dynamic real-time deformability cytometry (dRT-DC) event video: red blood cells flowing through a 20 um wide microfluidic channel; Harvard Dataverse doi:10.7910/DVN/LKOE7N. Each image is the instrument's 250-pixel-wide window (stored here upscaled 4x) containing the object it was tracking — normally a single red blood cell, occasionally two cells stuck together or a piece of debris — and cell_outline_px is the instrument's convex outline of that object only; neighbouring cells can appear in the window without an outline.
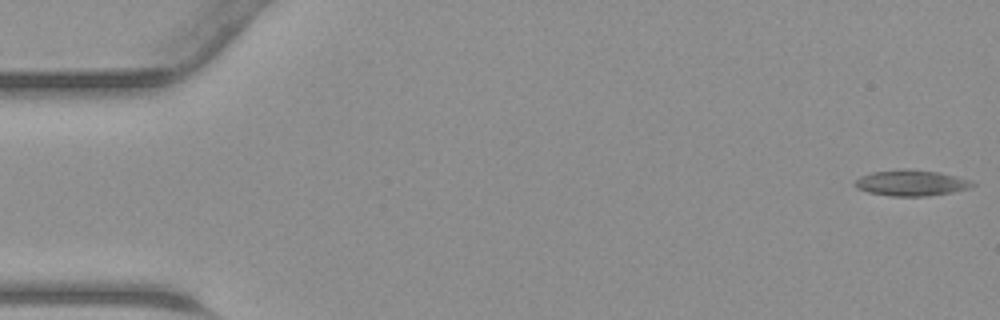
{"species": "common noctule bat (a hibernating species)", "species_latin": "Nyctalus noctula", "temperature_condition": "warm", "stored_images_in_passage": 45, "camera_frame_rate_fps": 3000, "um_per_image_px": 0.085, "animal": {"sex": "male", "body_mass_g": 23.1, "forearm_length_mm": 52.7}, "frame": {"image": 1, "passage_image": 1, "time_ms": 0.0, "image_size_px": [1000, 320], "cell_outline_px": [[976, 184], [968, 188], [952, 192], [928, 196], [892, 196], [868, 192], [856, 188], [852, 184], [860, 176], [872, 172], [900, 168], [904, 168], [936, 172], [972, 180]], "centroid_in_image_um": [77.41, 15.54], "position_along_channel_um": 7.6, "area_um2": 17.74}}
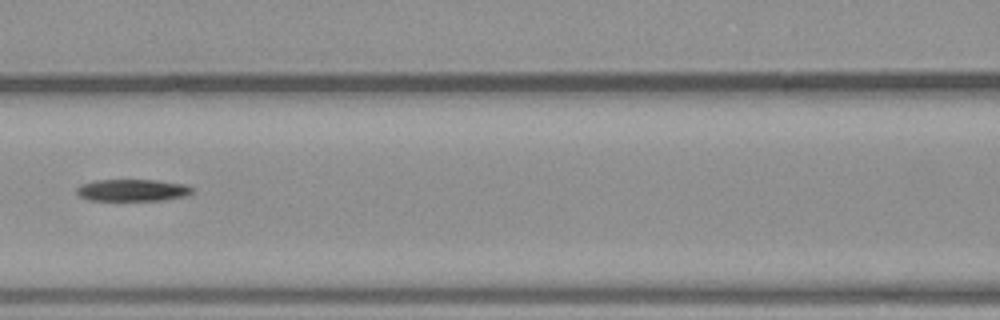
{"frame": {"image": 2, "passage_image": 20, "time_ms": 6.333, "image_size_px": [1000, 320], "cell_outline_px": [[196, 192], [188, 196], [164, 200], [88, 200], [80, 196], [76, 192], [76, 188], [80, 184], [96, 180], [156, 180], [184, 184], [192, 188]], "centroid_in_image_um": [11.29, 16.17], "position_along_channel_um": 155.3, "area_um2": 14.91}}
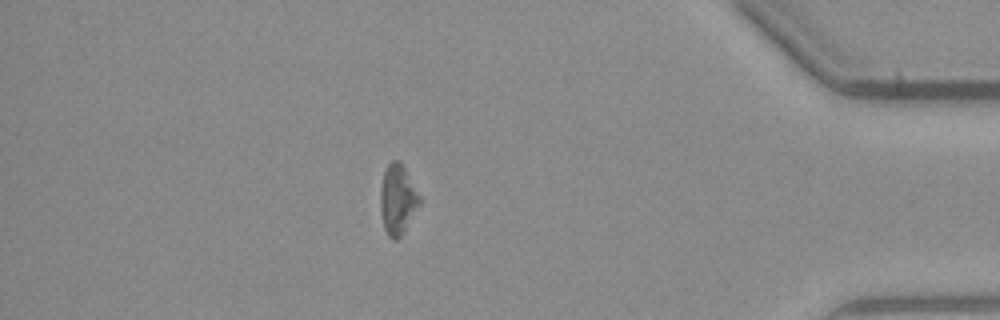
{"frame": {"image": 3, "passage_image": 39, "time_ms": 12.667, "image_size_px": [1000, 320], "cell_outline_px": [[420, 204], [404, 232], [396, 240], [392, 240], [388, 236], [384, 228], [380, 212], [380, 188], [384, 172], [388, 164], [392, 160], [400, 160], [404, 164], [420, 196]], "centroid_in_image_um": [33.8, 16.94], "position_along_channel_um": 401.4, "area_um2": 16.24}}